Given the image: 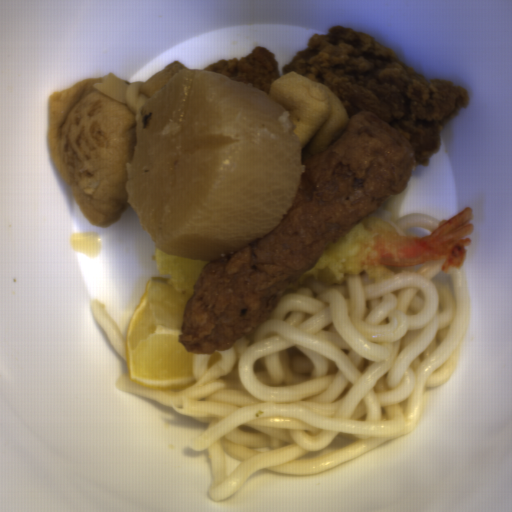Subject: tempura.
Wrapping results in <instances>:
<instances>
[{"mask_svg": "<svg viewBox=\"0 0 512 512\" xmlns=\"http://www.w3.org/2000/svg\"><path fill=\"white\" fill-rule=\"evenodd\" d=\"M474 216V208L467 206L433 232L417 236L398 232L369 214L346 235L326 245L315 267L284 292H293L306 282L341 285L349 275H367L376 285L422 262H436L442 272L456 271L464 264L472 243Z\"/></svg>", "mask_w": 512, "mask_h": 512, "instance_id": "1", "label": "tempura"}, {"mask_svg": "<svg viewBox=\"0 0 512 512\" xmlns=\"http://www.w3.org/2000/svg\"><path fill=\"white\" fill-rule=\"evenodd\" d=\"M211 260H194L178 255H169L161 250L155 254V265L167 284L190 300L195 285Z\"/></svg>", "mask_w": 512, "mask_h": 512, "instance_id": "2", "label": "tempura"}]
</instances>
